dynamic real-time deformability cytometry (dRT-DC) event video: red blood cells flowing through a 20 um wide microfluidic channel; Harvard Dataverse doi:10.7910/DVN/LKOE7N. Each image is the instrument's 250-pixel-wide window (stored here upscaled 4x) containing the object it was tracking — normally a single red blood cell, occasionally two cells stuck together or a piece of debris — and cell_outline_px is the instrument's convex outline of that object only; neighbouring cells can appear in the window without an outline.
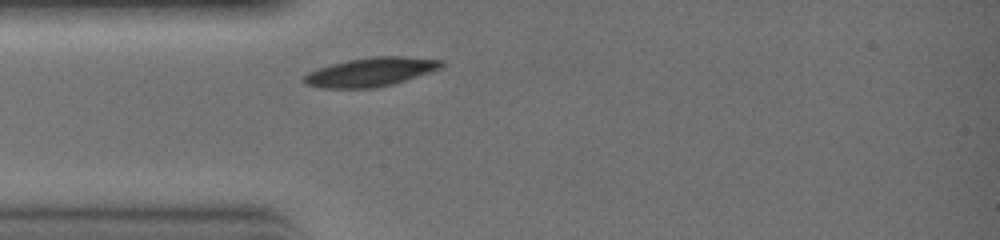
{"species": "common noctule bat (a hibernating species)", "species_latin": "Nyctalus noctula", "temperature_condition": "warm", "stored_images_in_passage": 1, "camera_frame_rate_fps": 3000, "um_per_image_px": 0.085, "animal": {"sex": "female", "body_mass_g": 19.0, "forearm_length_mm": 51.5}, "frame": {"image": 1, "passage_image": 1, "time_ms": 0.0, "image_size_px": [1000, 240], "cell_outline_px": [[444, 64], [440, 68], [392, 84], [376, 88], [320, 88], [304, 84], [300, 80], [300, 76], [316, 68], [348, 60], [372, 56], [400, 56], [444, 60]], "centroid_in_image_um": [31.4, 6.12], "position_along_channel_um": 53.6, "area_um2": 23.18}}